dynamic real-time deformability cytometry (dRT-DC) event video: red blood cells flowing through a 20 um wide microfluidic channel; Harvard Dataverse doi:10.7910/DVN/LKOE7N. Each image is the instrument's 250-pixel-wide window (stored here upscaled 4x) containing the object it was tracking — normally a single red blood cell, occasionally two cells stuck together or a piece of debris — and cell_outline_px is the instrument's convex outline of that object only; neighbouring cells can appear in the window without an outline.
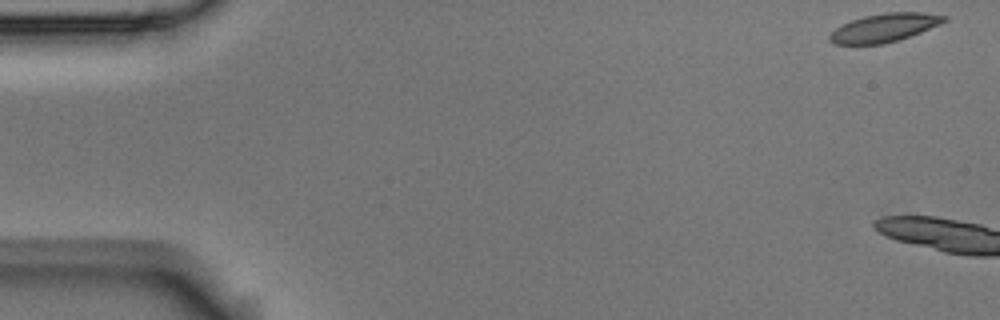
{"species": "Egyptian fruit bat (a non-hibernating species)", "species_latin": "Rousettus aegyptiacus", "temperature_condition": "room temperature", "stored_images_in_passage": 6, "camera_frame_rate_fps": 3000, "um_per_image_px": 0.085, "animal": {"sex": "male"}, "frame": {"image": 1, "passage_image": 1, "time_ms": 0.0, "image_size_px": [1000, 320], "cell_outline_px": [[948, 20], [940, 24], [900, 40], [884, 44], [836, 44], [828, 40], [828, 36], [836, 28], [852, 20], [864, 16], [884, 12], [924, 12], [948, 16]], "centroid_in_image_um": [75.2, 2.35], "position_along_channel_um": 9.8, "area_um2": 18.96}}